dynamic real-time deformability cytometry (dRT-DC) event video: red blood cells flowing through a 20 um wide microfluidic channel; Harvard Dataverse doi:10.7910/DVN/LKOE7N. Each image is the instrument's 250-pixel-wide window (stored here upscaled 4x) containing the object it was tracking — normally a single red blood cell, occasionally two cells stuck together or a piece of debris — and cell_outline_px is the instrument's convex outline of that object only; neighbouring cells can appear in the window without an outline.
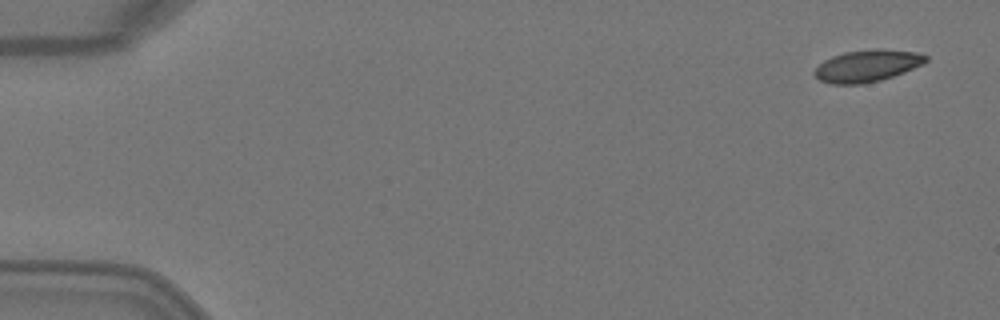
{"species": "Egyptian fruit bat (a non-hibernating species)", "species_latin": "Rousettus aegyptiacus", "temperature_condition": "warm", "stored_images_in_passage": 4, "camera_frame_rate_fps": 3000, "um_per_image_px": 0.085, "animal": {"sex": "female"}, "frame": {"image": 1, "passage_image": 1, "time_ms": 0.0, "image_size_px": [1000, 320], "cell_outline_px": [[928, 60], [924, 64], [904, 72], [880, 80], [864, 84], [832, 84], [820, 80], [812, 72], [824, 60], [832, 56], [844, 52], [916, 52], [928, 56]], "centroid_in_image_um": [73.67, 5.66], "position_along_channel_um": 11.3, "area_um2": 19.71}}
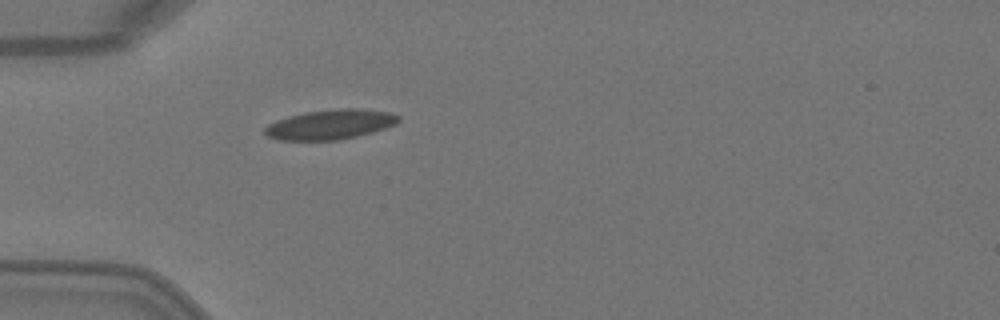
{"frame": {"image": 2, "passage_image": 4, "time_ms": 1.0, "image_size_px": [1000, 320], "cell_outline_px": [[400, 120], [396, 124], [372, 132], [356, 136], [336, 140], [280, 140], [268, 136], [264, 132], [264, 128], [268, 124], [276, 120], [288, 116], [304, 112], [340, 108], [360, 108], [392, 112], [400, 116]], "centroid_in_image_um": [28.09, 10.56], "position_along_channel_um": 56.9, "area_um2": 23.29}}